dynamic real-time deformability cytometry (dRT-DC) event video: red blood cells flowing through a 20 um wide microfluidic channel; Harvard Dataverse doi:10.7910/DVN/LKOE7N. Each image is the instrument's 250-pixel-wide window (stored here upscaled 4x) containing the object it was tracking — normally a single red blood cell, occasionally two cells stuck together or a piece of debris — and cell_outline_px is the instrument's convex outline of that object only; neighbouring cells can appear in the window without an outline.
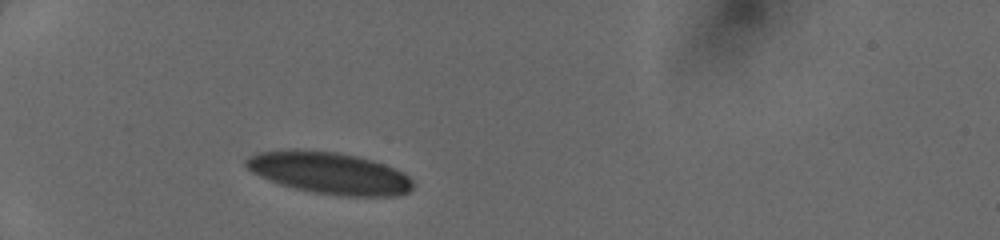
{"species": "human", "species_latin": "Homo sapiens", "temperature_condition": "cold", "stored_images_in_passage": 29, "camera_frame_rate_fps": 3000, "um_per_image_px": 0.085, "donor": {"sex": "female"}, "frame": {"image": 1, "passage_image": 1, "time_ms": 0.0, "image_size_px": [1000, 240], "cell_outline_px": [[416, 184], [408, 192], [396, 196], [340, 196], [316, 192], [296, 188], [280, 184], [260, 176], [252, 172], [244, 164], [244, 160], [248, 156], [260, 152], [288, 148], [296, 148], [340, 152], [372, 160], [384, 164], [404, 172]], "centroid_in_image_um": [28.0, 14.68], "position_along_channel_um": 57.0, "area_um2": 41.04}}
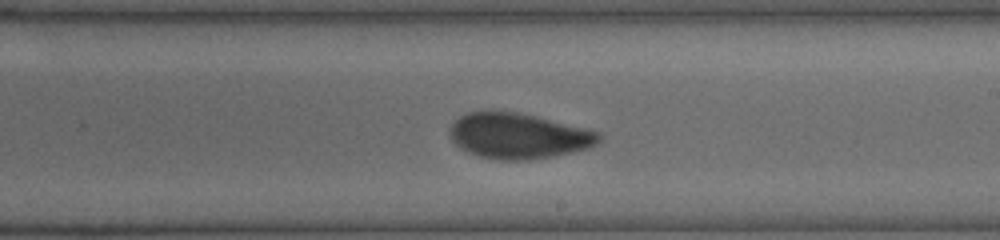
{"frame": {"image": 2, "passage_image": 16, "time_ms": 5.0, "image_size_px": [1000, 240], "cell_outline_px": [[600, 140], [596, 144], [588, 148], [572, 152], [552, 156], [528, 160], [500, 160], [480, 156], [468, 152], [460, 148], [448, 136], [448, 128], [460, 116], [468, 112], [516, 112], [584, 128], [600, 132]], "centroid_in_image_um": [44.02, 11.57], "position_along_channel_um": 245.0, "area_um2": 39.07}}
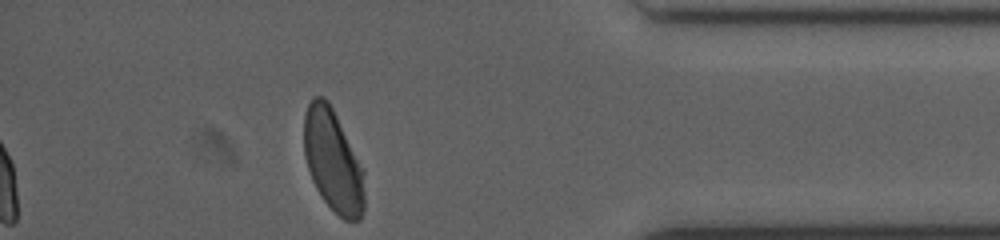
{"frame": {"image": 3, "passage_image": 29, "time_ms": 9.333, "image_size_px": [1000, 240], "cell_outline_px": [[364, 208], [360, 220], [344, 220], [324, 200], [316, 188], [312, 180], [304, 156], [304, 116], [308, 104], [312, 96], [324, 96], [328, 100], [364, 172]], "centroid_in_image_um": [28.28, 13.66], "position_along_channel_um": 406.9, "area_um2": 35.6}}